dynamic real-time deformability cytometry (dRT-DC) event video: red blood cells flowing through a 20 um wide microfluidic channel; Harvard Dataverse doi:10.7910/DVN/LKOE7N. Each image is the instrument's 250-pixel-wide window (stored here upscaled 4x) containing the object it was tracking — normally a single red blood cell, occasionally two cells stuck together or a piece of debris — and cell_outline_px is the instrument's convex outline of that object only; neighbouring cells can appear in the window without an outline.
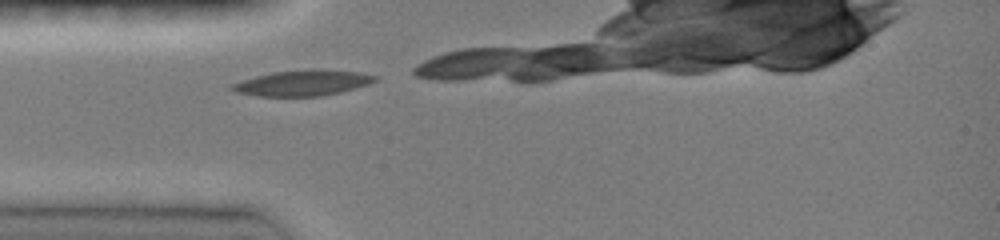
{"species": "common noctule bat (a hibernating species)", "species_latin": "Nyctalus noctula", "temperature_condition": "room temperature", "stored_images_in_passage": 5, "camera_frame_rate_fps": 3000, "um_per_image_px": 0.085, "animal": {"sex": "female", "body_mass_g": 19.0, "forearm_length_mm": 51.5}, "frame": {"image": 1, "passage_image": 1, "time_ms": 0.0, "image_size_px": [1000, 240], "cell_outline_px": [[376, 80], [368, 84], [356, 88], [340, 92], [320, 96], [256, 96], [236, 92], [228, 88], [232, 84], [256, 76], [272, 72], [312, 68], [360, 72], [376, 76]], "centroid_in_image_um": [25.72, 7.04], "position_along_channel_um": 59.3, "area_um2": 21.39}}